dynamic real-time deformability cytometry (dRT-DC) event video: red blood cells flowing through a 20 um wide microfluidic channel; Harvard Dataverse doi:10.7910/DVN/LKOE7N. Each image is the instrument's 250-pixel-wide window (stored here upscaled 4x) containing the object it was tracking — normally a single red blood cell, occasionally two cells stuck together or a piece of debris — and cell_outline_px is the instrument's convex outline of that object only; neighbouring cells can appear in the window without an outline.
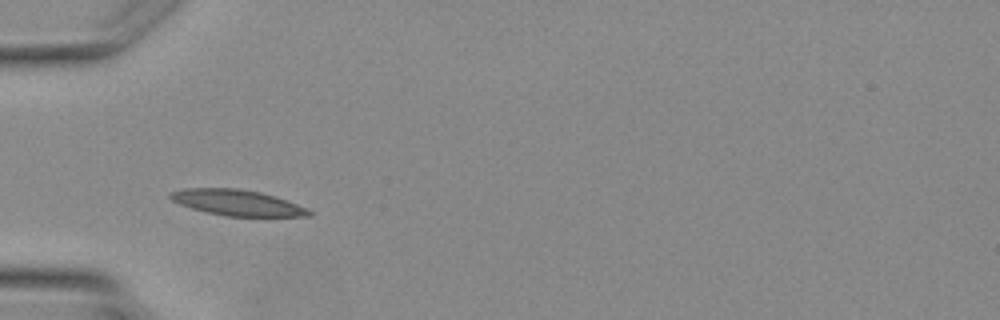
{"species": "Egyptian fruit bat (a non-hibernating species)", "species_latin": "Rousettus aegyptiacus", "temperature_condition": "warm", "stored_images_in_passage": 2, "camera_frame_rate_fps": 3000, "um_per_image_px": 0.085, "animal": {"sex": "female"}, "frame": {"image": 1, "passage_image": 2, "time_ms": 1.333, "image_size_px": [1000, 320], "cell_outline_px": [[312, 216], [224, 216], [192, 208], [180, 204], [172, 200], [168, 196], [168, 192], [184, 188], [236, 188], [260, 192], [276, 196], [308, 208], [312, 212]], "centroid_in_image_um": [20.16, 17.22], "position_along_channel_um": 64.8, "area_um2": 20.87}}